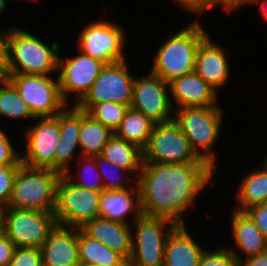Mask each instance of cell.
<instances>
[{"instance_id": "cell-1", "label": "cell", "mask_w": 267, "mask_h": 266, "mask_svg": "<svg viewBox=\"0 0 267 266\" xmlns=\"http://www.w3.org/2000/svg\"><path fill=\"white\" fill-rule=\"evenodd\" d=\"M215 172L208 163H142L136 180L142 213L185 225L183 215L211 183Z\"/></svg>"}, {"instance_id": "cell-2", "label": "cell", "mask_w": 267, "mask_h": 266, "mask_svg": "<svg viewBox=\"0 0 267 266\" xmlns=\"http://www.w3.org/2000/svg\"><path fill=\"white\" fill-rule=\"evenodd\" d=\"M173 33L161 43L150 70L167 83L194 71L197 50L209 35L198 20Z\"/></svg>"}, {"instance_id": "cell-3", "label": "cell", "mask_w": 267, "mask_h": 266, "mask_svg": "<svg viewBox=\"0 0 267 266\" xmlns=\"http://www.w3.org/2000/svg\"><path fill=\"white\" fill-rule=\"evenodd\" d=\"M50 46V47H49ZM57 42L50 45L21 27L12 26L8 39V74L52 75L58 72Z\"/></svg>"}, {"instance_id": "cell-4", "label": "cell", "mask_w": 267, "mask_h": 266, "mask_svg": "<svg viewBox=\"0 0 267 266\" xmlns=\"http://www.w3.org/2000/svg\"><path fill=\"white\" fill-rule=\"evenodd\" d=\"M222 116L219 106L180 108L173 114V120L189 140L192 151L216 171L214 147L222 130Z\"/></svg>"}, {"instance_id": "cell-5", "label": "cell", "mask_w": 267, "mask_h": 266, "mask_svg": "<svg viewBox=\"0 0 267 266\" xmlns=\"http://www.w3.org/2000/svg\"><path fill=\"white\" fill-rule=\"evenodd\" d=\"M61 175L56 170L21 164L7 208L54 212L56 188Z\"/></svg>"}, {"instance_id": "cell-6", "label": "cell", "mask_w": 267, "mask_h": 266, "mask_svg": "<svg viewBox=\"0 0 267 266\" xmlns=\"http://www.w3.org/2000/svg\"><path fill=\"white\" fill-rule=\"evenodd\" d=\"M133 224L135 232H132L128 266H163L166 241L177 224L164 217L144 214Z\"/></svg>"}, {"instance_id": "cell-7", "label": "cell", "mask_w": 267, "mask_h": 266, "mask_svg": "<svg viewBox=\"0 0 267 266\" xmlns=\"http://www.w3.org/2000/svg\"><path fill=\"white\" fill-rule=\"evenodd\" d=\"M100 191L81 188L63 174L57 183L53 214L57 225L80 228L99 215Z\"/></svg>"}, {"instance_id": "cell-8", "label": "cell", "mask_w": 267, "mask_h": 266, "mask_svg": "<svg viewBox=\"0 0 267 266\" xmlns=\"http://www.w3.org/2000/svg\"><path fill=\"white\" fill-rule=\"evenodd\" d=\"M142 151L143 163H206L192 151L189 140L173 119L154 125L148 144Z\"/></svg>"}, {"instance_id": "cell-9", "label": "cell", "mask_w": 267, "mask_h": 266, "mask_svg": "<svg viewBox=\"0 0 267 266\" xmlns=\"http://www.w3.org/2000/svg\"><path fill=\"white\" fill-rule=\"evenodd\" d=\"M51 76L8 74V80L35 118L54 117L67 105L62 99L58 78Z\"/></svg>"}, {"instance_id": "cell-10", "label": "cell", "mask_w": 267, "mask_h": 266, "mask_svg": "<svg viewBox=\"0 0 267 266\" xmlns=\"http://www.w3.org/2000/svg\"><path fill=\"white\" fill-rule=\"evenodd\" d=\"M56 225L53 212L5 209L4 234L16 248H41Z\"/></svg>"}, {"instance_id": "cell-11", "label": "cell", "mask_w": 267, "mask_h": 266, "mask_svg": "<svg viewBox=\"0 0 267 266\" xmlns=\"http://www.w3.org/2000/svg\"><path fill=\"white\" fill-rule=\"evenodd\" d=\"M125 34L124 29L115 22L101 19L92 21L80 32L77 47L85 55L97 58L105 64H114L126 59Z\"/></svg>"}, {"instance_id": "cell-12", "label": "cell", "mask_w": 267, "mask_h": 266, "mask_svg": "<svg viewBox=\"0 0 267 266\" xmlns=\"http://www.w3.org/2000/svg\"><path fill=\"white\" fill-rule=\"evenodd\" d=\"M35 121L24 130L26 140L21 162L28 167L55 170V150L60 137L59 120L54 116L36 118Z\"/></svg>"}, {"instance_id": "cell-13", "label": "cell", "mask_w": 267, "mask_h": 266, "mask_svg": "<svg viewBox=\"0 0 267 266\" xmlns=\"http://www.w3.org/2000/svg\"><path fill=\"white\" fill-rule=\"evenodd\" d=\"M78 52L80 54L71 57L63 58L59 55L58 76L56 77L58 78L62 99L67 104L70 102V95L76 97L74 100L77 104L90 90L105 66L103 61L85 55L81 51Z\"/></svg>"}, {"instance_id": "cell-14", "label": "cell", "mask_w": 267, "mask_h": 266, "mask_svg": "<svg viewBox=\"0 0 267 266\" xmlns=\"http://www.w3.org/2000/svg\"><path fill=\"white\" fill-rule=\"evenodd\" d=\"M134 77L127 66L126 59L114 64H105L90 90L77 104L113 101L130 107Z\"/></svg>"}, {"instance_id": "cell-15", "label": "cell", "mask_w": 267, "mask_h": 266, "mask_svg": "<svg viewBox=\"0 0 267 266\" xmlns=\"http://www.w3.org/2000/svg\"><path fill=\"white\" fill-rule=\"evenodd\" d=\"M134 77L131 108L140 111L154 123L173 119L174 110L170 101L169 83L149 73Z\"/></svg>"}, {"instance_id": "cell-16", "label": "cell", "mask_w": 267, "mask_h": 266, "mask_svg": "<svg viewBox=\"0 0 267 266\" xmlns=\"http://www.w3.org/2000/svg\"><path fill=\"white\" fill-rule=\"evenodd\" d=\"M173 110L191 107L219 106L218 92L194 71L169 82ZM174 98V99H173ZM173 99L176 104L172 102ZM218 102V103H217Z\"/></svg>"}, {"instance_id": "cell-17", "label": "cell", "mask_w": 267, "mask_h": 266, "mask_svg": "<svg viewBox=\"0 0 267 266\" xmlns=\"http://www.w3.org/2000/svg\"><path fill=\"white\" fill-rule=\"evenodd\" d=\"M222 45L212 42L208 35L200 44L195 58L194 72L217 92L226 86L231 69L229 58Z\"/></svg>"}, {"instance_id": "cell-18", "label": "cell", "mask_w": 267, "mask_h": 266, "mask_svg": "<svg viewBox=\"0 0 267 266\" xmlns=\"http://www.w3.org/2000/svg\"><path fill=\"white\" fill-rule=\"evenodd\" d=\"M66 105L56 117L59 120L60 137L55 150V170L64 174L79 149V132L81 128V108L76 104Z\"/></svg>"}, {"instance_id": "cell-19", "label": "cell", "mask_w": 267, "mask_h": 266, "mask_svg": "<svg viewBox=\"0 0 267 266\" xmlns=\"http://www.w3.org/2000/svg\"><path fill=\"white\" fill-rule=\"evenodd\" d=\"M40 249L43 266H79L78 228L56 225Z\"/></svg>"}, {"instance_id": "cell-20", "label": "cell", "mask_w": 267, "mask_h": 266, "mask_svg": "<svg viewBox=\"0 0 267 266\" xmlns=\"http://www.w3.org/2000/svg\"><path fill=\"white\" fill-rule=\"evenodd\" d=\"M80 229L89 237L98 240L120 254L127 262L132 252V229L130 225L94 218Z\"/></svg>"}, {"instance_id": "cell-21", "label": "cell", "mask_w": 267, "mask_h": 266, "mask_svg": "<svg viewBox=\"0 0 267 266\" xmlns=\"http://www.w3.org/2000/svg\"><path fill=\"white\" fill-rule=\"evenodd\" d=\"M135 222L143 213L137 184L130 189L103 191L99 200V218L129 225L127 216Z\"/></svg>"}, {"instance_id": "cell-22", "label": "cell", "mask_w": 267, "mask_h": 266, "mask_svg": "<svg viewBox=\"0 0 267 266\" xmlns=\"http://www.w3.org/2000/svg\"><path fill=\"white\" fill-rule=\"evenodd\" d=\"M202 247L188 232L185 225H177L168 235L163 266H198Z\"/></svg>"}, {"instance_id": "cell-23", "label": "cell", "mask_w": 267, "mask_h": 266, "mask_svg": "<svg viewBox=\"0 0 267 266\" xmlns=\"http://www.w3.org/2000/svg\"><path fill=\"white\" fill-rule=\"evenodd\" d=\"M231 234L245 258L267 251V239L245 212L237 210L232 212Z\"/></svg>"}, {"instance_id": "cell-24", "label": "cell", "mask_w": 267, "mask_h": 266, "mask_svg": "<svg viewBox=\"0 0 267 266\" xmlns=\"http://www.w3.org/2000/svg\"><path fill=\"white\" fill-rule=\"evenodd\" d=\"M263 161V167L251 170L240 180L235 196V210L244 212L251 206L267 203V159Z\"/></svg>"}, {"instance_id": "cell-25", "label": "cell", "mask_w": 267, "mask_h": 266, "mask_svg": "<svg viewBox=\"0 0 267 266\" xmlns=\"http://www.w3.org/2000/svg\"><path fill=\"white\" fill-rule=\"evenodd\" d=\"M100 155L115 166L133 174L137 180L143 163V151L137 145L113 134Z\"/></svg>"}, {"instance_id": "cell-26", "label": "cell", "mask_w": 267, "mask_h": 266, "mask_svg": "<svg viewBox=\"0 0 267 266\" xmlns=\"http://www.w3.org/2000/svg\"><path fill=\"white\" fill-rule=\"evenodd\" d=\"M79 261L88 265L128 266V262L117 252L96 239L87 236L78 228Z\"/></svg>"}, {"instance_id": "cell-27", "label": "cell", "mask_w": 267, "mask_h": 266, "mask_svg": "<svg viewBox=\"0 0 267 266\" xmlns=\"http://www.w3.org/2000/svg\"><path fill=\"white\" fill-rule=\"evenodd\" d=\"M114 133L81 109L79 147L81 156H98Z\"/></svg>"}, {"instance_id": "cell-28", "label": "cell", "mask_w": 267, "mask_h": 266, "mask_svg": "<svg viewBox=\"0 0 267 266\" xmlns=\"http://www.w3.org/2000/svg\"><path fill=\"white\" fill-rule=\"evenodd\" d=\"M155 124L140 111L129 107L114 134L143 150L148 144Z\"/></svg>"}, {"instance_id": "cell-29", "label": "cell", "mask_w": 267, "mask_h": 266, "mask_svg": "<svg viewBox=\"0 0 267 266\" xmlns=\"http://www.w3.org/2000/svg\"><path fill=\"white\" fill-rule=\"evenodd\" d=\"M76 172L69 168L63 175L73 184L85 188L103 192L104 185L94 157L76 155ZM82 160V161H81ZM81 163V164H80ZM79 164V165H78ZM78 165V166H77ZM82 173V174H81ZM78 174V175H77ZM90 174V175H89ZM88 178V179H87ZM89 178L91 180H89ZM87 179V180H86Z\"/></svg>"}, {"instance_id": "cell-30", "label": "cell", "mask_w": 267, "mask_h": 266, "mask_svg": "<svg viewBox=\"0 0 267 266\" xmlns=\"http://www.w3.org/2000/svg\"><path fill=\"white\" fill-rule=\"evenodd\" d=\"M0 116L15 120L36 119L27 103L20 97L15 86L9 80L0 87Z\"/></svg>"}, {"instance_id": "cell-31", "label": "cell", "mask_w": 267, "mask_h": 266, "mask_svg": "<svg viewBox=\"0 0 267 266\" xmlns=\"http://www.w3.org/2000/svg\"><path fill=\"white\" fill-rule=\"evenodd\" d=\"M86 111L96 121L109 128L113 133L119 127L124 115L129 108L125 104L110 102H100L97 104H76Z\"/></svg>"}, {"instance_id": "cell-32", "label": "cell", "mask_w": 267, "mask_h": 266, "mask_svg": "<svg viewBox=\"0 0 267 266\" xmlns=\"http://www.w3.org/2000/svg\"><path fill=\"white\" fill-rule=\"evenodd\" d=\"M93 157L101 175L105 191L126 190L133 188L136 185V179H134L133 175H130L127 170L115 166L113 163H110L101 155Z\"/></svg>"}, {"instance_id": "cell-33", "label": "cell", "mask_w": 267, "mask_h": 266, "mask_svg": "<svg viewBox=\"0 0 267 266\" xmlns=\"http://www.w3.org/2000/svg\"><path fill=\"white\" fill-rule=\"evenodd\" d=\"M198 266H238V259L226 247L205 250Z\"/></svg>"}, {"instance_id": "cell-34", "label": "cell", "mask_w": 267, "mask_h": 266, "mask_svg": "<svg viewBox=\"0 0 267 266\" xmlns=\"http://www.w3.org/2000/svg\"><path fill=\"white\" fill-rule=\"evenodd\" d=\"M20 165L0 166V206L7 208L15 176Z\"/></svg>"}, {"instance_id": "cell-35", "label": "cell", "mask_w": 267, "mask_h": 266, "mask_svg": "<svg viewBox=\"0 0 267 266\" xmlns=\"http://www.w3.org/2000/svg\"><path fill=\"white\" fill-rule=\"evenodd\" d=\"M10 266H43L40 248H15Z\"/></svg>"}, {"instance_id": "cell-36", "label": "cell", "mask_w": 267, "mask_h": 266, "mask_svg": "<svg viewBox=\"0 0 267 266\" xmlns=\"http://www.w3.org/2000/svg\"><path fill=\"white\" fill-rule=\"evenodd\" d=\"M8 134L0 129V166L21 165V152L14 147Z\"/></svg>"}, {"instance_id": "cell-37", "label": "cell", "mask_w": 267, "mask_h": 266, "mask_svg": "<svg viewBox=\"0 0 267 266\" xmlns=\"http://www.w3.org/2000/svg\"><path fill=\"white\" fill-rule=\"evenodd\" d=\"M267 239V203L257 204L244 211Z\"/></svg>"}, {"instance_id": "cell-38", "label": "cell", "mask_w": 267, "mask_h": 266, "mask_svg": "<svg viewBox=\"0 0 267 266\" xmlns=\"http://www.w3.org/2000/svg\"><path fill=\"white\" fill-rule=\"evenodd\" d=\"M174 2L192 14H199L198 16L215 8V0H175Z\"/></svg>"}, {"instance_id": "cell-39", "label": "cell", "mask_w": 267, "mask_h": 266, "mask_svg": "<svg viewBox=\"0 0 267 266\" xmlns=\"http://www.w3.org/2000/svg\"><path fill=\"white\" fill-rule=\"evenodd\" d=\"M226 248L238 259V266H267V251L244 259V256L241 255L242 253L235 250L234 247L232 248L231 246Z\"/></svg>"}, {"instance_id": "cell-40", "label": "cell", "mask_w": 267, "mask_h": 266, "mask_svg": "<svg viewBox=\"0 0 267 266\" xmlns=\"http://www.w3.org/2000/svg\"><path fill=\"white\" fill-rule=\"evenodd\" d=\"M15 248L4 233L0 235V266H10Z\"/></svg>"}, {"instance_id": "cell-41", "label": "cell", "mask_w": 267, "mask_h": 266, "mask_svg": "<svg viewBox=\"0 0 267 266\" xmlns=\"http://www.w3.org/2000/svg\"><path fill=\"white\" fill-rule=\"evenodd\" d=\"M250 0H215V8L221 5L226 13L235 12L236 9L249 5Z\"/></svg>"}, {"instance_id": "cell-42", "label": "cell", "mask_w": 267, "mask_h": 266, "mask_svg": "<svg viewBox=\"0 0 267 266\" xmlns=\"http://www.w3.org/2000/svg\"><path fill=\"white\" fill-rule=\"evenodd\" d=\"M10 29L0 32V65H8V39Z\"/></svg>"}, {"instance_id": "cell-43", "label": "cell", "mask_w": 267, "mask_h": 266, "mask_svg": "<svg viewBox=\"0 0 267 266\" xmlns=\"http://www.w3.org/2000/svg\"><path fill=\"white\" fill-rule=\"evenodd\" d=\"M252 4H256V5H260V11L263 17H265L266 21H267V0H250L249 5Z\"/></svg>"}, {"instance_id": "cell-44", "label": "cell", "mask_w": 267, "mask_h": 266, "mask_svg": "<svg viewBox=\"0 0 267 266\" xmlns=\"http://www.w3.org/2000/svg\"><path fill=\"white\" fill-rule=\"evenodd\" d=\"M8 65H0V87L8 80Z\"/></svg>"}, {"instance_id": "cell-45", "label": "cell", "mask_w": 267, "mask_h": 266, "mask_svg": "<svg viewBox=\"0 0 267 266\" xmlns=\"http://www.w3.org/2000/svg\"><path fill=\"white\" fill-rule=\"evenodd\" d=\"M4 207L0 206V235L4 233V213H5Z\"/></svg>"}, {"instance_id": "cell-46", "label": "cell", "mask_w": 267, "mask_h": 266, "mask_svg": "<svg viewBox=\"0 0 267 266\" xmlns=\"http://www.w3.org/2000/svg\"><path fill=\"white\" fill-rule=\"evenodd\" d=\"M7 1L6 0H0V15L3 13L4 9L7 7Z\"/></svg>"}, {"instance_id": "cell-47", "label": "cell", "mask_w": 267, "mask_h": 266, "mask_svg": "<svg viewBox=\"0 0 267 266\" xmlns=\"http://www.w3.org/2000/svg\"><path fill=\"white\" fill-rule=\"evenodd\" d=\"M79 266H105V265H88V264H82V263H80V265Z\"/></svg>"}, {"instance_id": "cell-48", "label": "cell", "mask_w": 267, "mask_h": 266, "mask_svg": "<svg viewBox=\"0 0 267 266\" xmlns=\"http://www.w3.org/2000/svg\"><path fill=\"white\" fill-rule=\"evenodd\" d=\"M17 1V0H16ZM19 1H23V0H19ZM25 1V0H24ZM26 1H28V2H30V1H32V2H37V0H26Z\"/></svg>"}]
</instances>
